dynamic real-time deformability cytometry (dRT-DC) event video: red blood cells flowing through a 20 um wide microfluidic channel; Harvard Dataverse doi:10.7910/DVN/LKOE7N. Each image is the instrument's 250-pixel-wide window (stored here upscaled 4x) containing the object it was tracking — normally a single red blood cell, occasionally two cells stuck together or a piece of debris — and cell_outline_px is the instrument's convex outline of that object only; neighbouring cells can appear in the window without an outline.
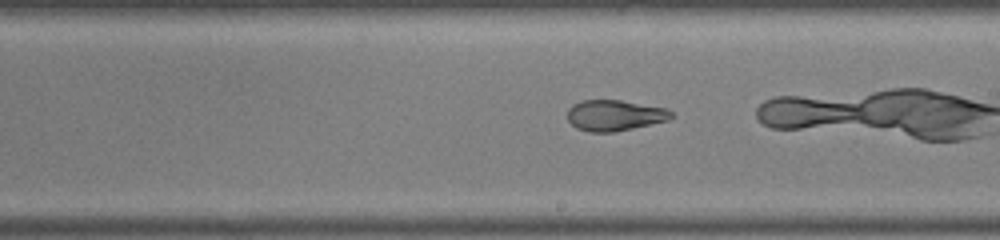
{"species": "common noctule bat (a hibernating species)", "species_latin": "Nyctalus noctula", "temperature_condition": "warm", "stored_images_in_passage": 38, "camera_frame_rate_fps": 3000, "um_per_image_px": 0.085, "animal": {"sex": "male", "body_mass_g": 19.0, "forearm_length_mm": 50.8}, "frame": {"image": 1, "passage_image": 27, "time_ms": 8.667, "image_size_px": [1000, 240], "cell_outline_px": [[676, 116], [668, 120], [616, 132], [588, 132], [576, 128], [568, 120], [568, 108], [572, 104], [584, 100], [620, 100], [668, 108]], "centroid_in_image_um": [52.27, 9.81], "position_along_channel_um": 236.7, "area_um2": 18.84}}